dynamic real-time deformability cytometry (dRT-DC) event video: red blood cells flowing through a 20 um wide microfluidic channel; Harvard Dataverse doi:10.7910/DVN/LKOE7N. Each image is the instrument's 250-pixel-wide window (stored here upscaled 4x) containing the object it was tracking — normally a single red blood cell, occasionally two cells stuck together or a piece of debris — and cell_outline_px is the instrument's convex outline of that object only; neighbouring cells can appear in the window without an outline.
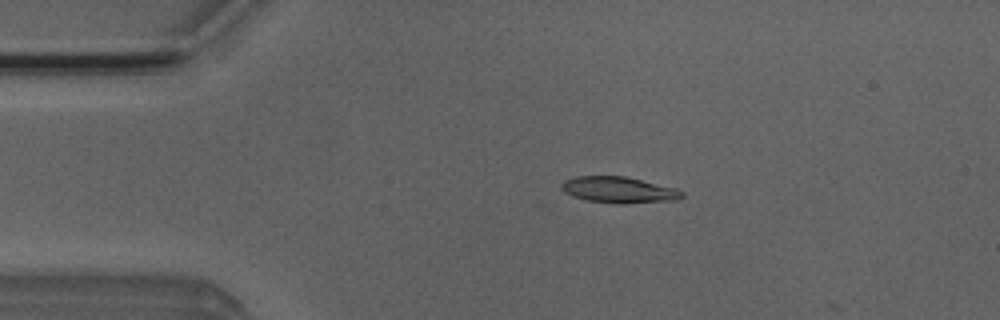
{"species": "Egyptian fruit bat (a non-hibernating species)", "species_latin": "Rousettus aegyptiacus", "temperature_condition": "room temperature", "stored_images_in_passage": 18, "camera_frame_rate_fps": 3000, "um_per_image_px": 0.085, "animal": {"sex": "male"}, "frame": {"image": 1, "passage_image": 7, "time_ms": 2.0, "image_size_px": [1000, 320], "cell_outline_px": [[684, 196], [680, 200], [624, 204], [620, 204], [588, 200], [572, 196], [564, 192], [560, 188], [560, 184], [564, 180], [576, 176], [624, 176], [676, 188], [684, 192]], "centroid_in_image_um": [52.61, 16.14], "position_along_channel_um": 32.4, "area_um2": 18.55}}